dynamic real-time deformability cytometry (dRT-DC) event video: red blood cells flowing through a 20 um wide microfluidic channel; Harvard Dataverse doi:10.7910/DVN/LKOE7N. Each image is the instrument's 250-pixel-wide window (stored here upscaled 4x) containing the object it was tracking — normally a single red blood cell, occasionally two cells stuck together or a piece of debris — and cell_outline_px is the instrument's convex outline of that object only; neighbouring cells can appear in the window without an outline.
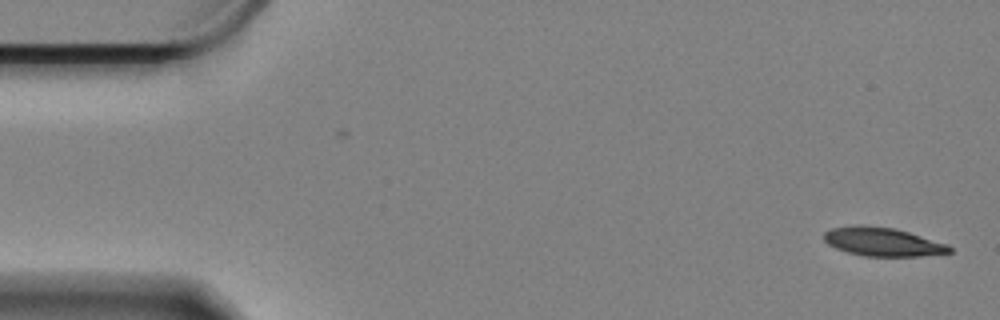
{"species": "Egyptian fruit bat (a non-hibernating species)", "species_latin": "Rousettus aegyptiacus", "temperature_condition": "cold", "stored_images_in_passage": 12, "camera_frame_rate_fps": 3000, "um_per_image_px": 0.085, "animal": {"sex": "female"}, "frame": {"image": 1, "passage_image": 1, "time_ms": 0.0, "image_size_px": [1000, 320], "cell_outline_px": [[952, 252], [920, 256], [864, 256], [848, 252], [836, 248], [828, 244], [824, 240], [824, 232], [832, 228], [892, 228], [908, 232], [948, 244], [952, 248]], "centroid_in_image_um": [75.09, 20.61], "position_along_channel_um": 9.9, "area_um2": 19.94}}